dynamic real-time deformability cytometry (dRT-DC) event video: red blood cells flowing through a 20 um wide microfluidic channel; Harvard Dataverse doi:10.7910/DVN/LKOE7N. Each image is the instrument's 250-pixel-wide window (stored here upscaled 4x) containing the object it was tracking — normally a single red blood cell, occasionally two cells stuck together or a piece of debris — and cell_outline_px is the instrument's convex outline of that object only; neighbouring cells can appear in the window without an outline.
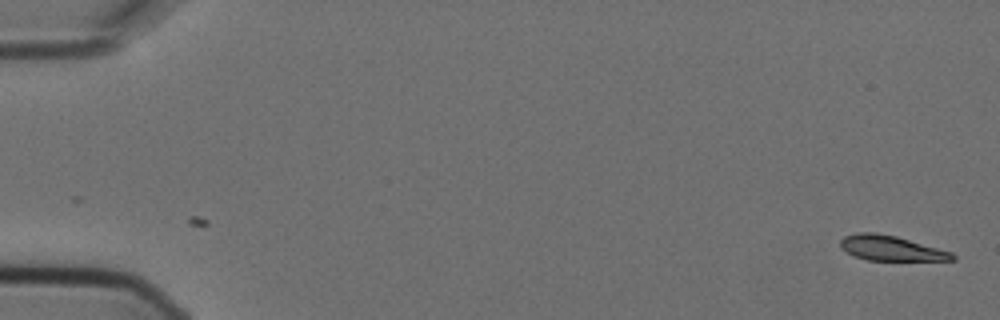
{"species": "Egyptian fruit bat (a non-hibernating species)", "species_latin": "Rousettus aegyptiacus", "temperature_condition": "cold", "stored_images_in_passage": 2, "camera_frame_rate_fps": 3000, "um_per_image_px": 0.085, "animal": {"sex": "female"}, "frame": {"image": 1, "passage_image": 2, "time_ms": 0.333, "image_size_px": [1000, 320], "cell_outline_px": [[956, 260], [868, 260], [852, 256], [840, 248], [840, 240], [844, 236], [856, 232], [876, 232], [896, 236], [952, 252], [956, 256]], "centroid_in_image_um": [75.68, 21.09], "position_along_channel_um": 9.3, "area_um2": 16.42}}